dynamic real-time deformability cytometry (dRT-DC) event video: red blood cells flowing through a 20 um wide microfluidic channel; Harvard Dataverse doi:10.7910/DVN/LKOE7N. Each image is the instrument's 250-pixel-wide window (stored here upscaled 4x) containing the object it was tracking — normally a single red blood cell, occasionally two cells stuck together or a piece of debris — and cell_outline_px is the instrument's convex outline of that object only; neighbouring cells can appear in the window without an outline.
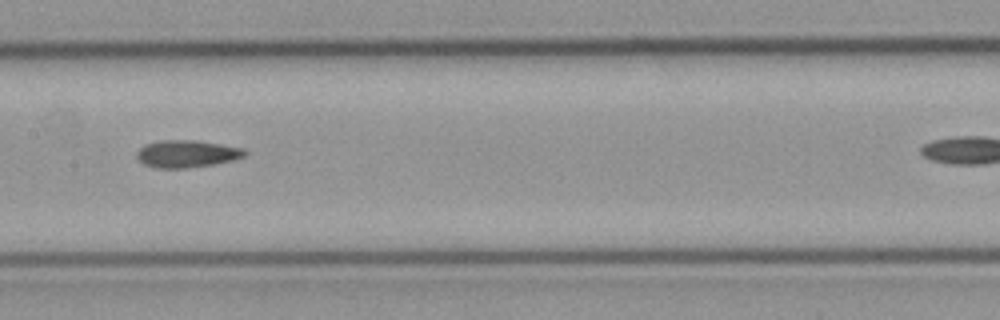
{"species": "common noctule bat (a hibernating species)", "species_latin": "Nyctalus noctula", "temperature_condition": "cold", "stored_images_in_passage": 9, "camera_frame_rate_fps": 3000, "um_per_image_px": 0.085, "animal": {"sex": "male", "body_mass_g": 23.1, "forearm_length_mm": 52.7}, "frame": {"image": 1, "passage_image": 6, "time_ms": 1.667, "image_size_px": [1000, 320], "cell_outline_px": [[248, 152], [244, 156], [232, 160], [212, 164], [184, 168], [156, 168], [144, 164], [136, 156], [136, 152], [144, 144], [160, 140], [196, 140], [244, 148]], "centroid_in_image_um": [15.86, 13.06], "position_along_channel_um": 191.5, "area_um2": 17.11}}
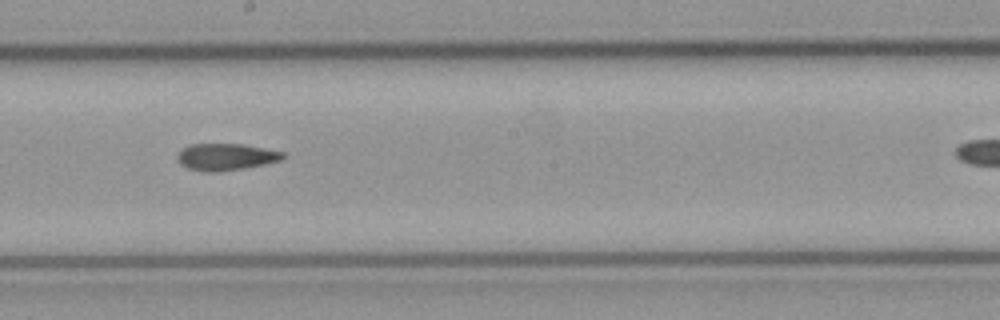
{"frame": {"image": 2, "passage_image": 7, "time_ms": 2.0, "image_size_px": [1000, 320], "cell_outline_px": [[284, 160], [244, 168], [216, 172], [204, 172], [188, 168], [180, 164], [176, 156], [188, 144], [244, 144], [284, 152]], "centroid_in_image_um": [19.21, 13.33], "position_along_channel_um": 229.0, "area_um2": 16.53}}
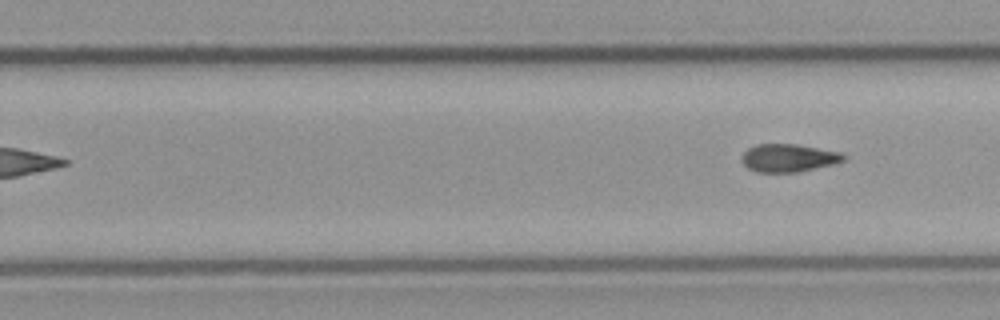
{"frame": {"image": 3, "passage_image": 9, "time_ms": 2.667, "image_size_px": [1000, 320], "cell_outline_px": [[848, 156], [844, 160], [836, 164], [800, 172], [756, 172], [748, 168], [740, 160], [740, 156], [748, 148], [756, 144], [796, 144], [840, 152]], "centroid_in_image_um": [67.03, 13.43], "position_along_channel_um": 262.8, "area_um2": 16.82}}